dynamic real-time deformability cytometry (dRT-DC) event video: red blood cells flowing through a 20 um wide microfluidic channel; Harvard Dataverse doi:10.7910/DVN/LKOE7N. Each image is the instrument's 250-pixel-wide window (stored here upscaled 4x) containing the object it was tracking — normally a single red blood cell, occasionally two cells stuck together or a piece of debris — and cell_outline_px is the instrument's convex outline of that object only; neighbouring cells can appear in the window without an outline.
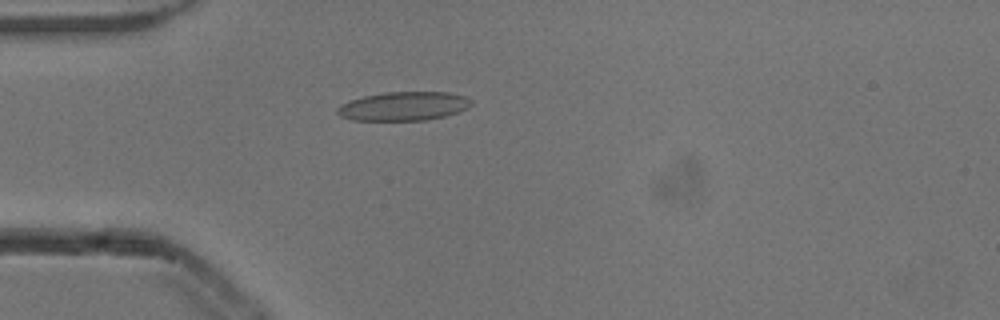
{"species": "common noctule bat (a hibernating species)", "species_latin": "Nyctalus noctula", "temperature_condition": "cold", "stored_images_in_passage": 51, "camera_frame_rate_fps": 3000, "um_per_image_px": 0.085, "animal": {"sex": "male", "body_mass_g": 13.3}, "frame": {"image": 1, "passage_image": 13, "time_ms": 4.0, "image_size_px": [1000, 320], "cell_outline_px": [[472, 104], [468, 108], [444, 116], [424, 120], [352, 120], [340, 116], [336, 112], [336, 108], [340, 104], [348, 100], [364, 96], [384, 92], [448, 92], [468, 96], [472, 100]], "centroid_in_image_um": [34.29, 9.01], "position_along_channel_um": 50.7, "area_um2": 22.66}}
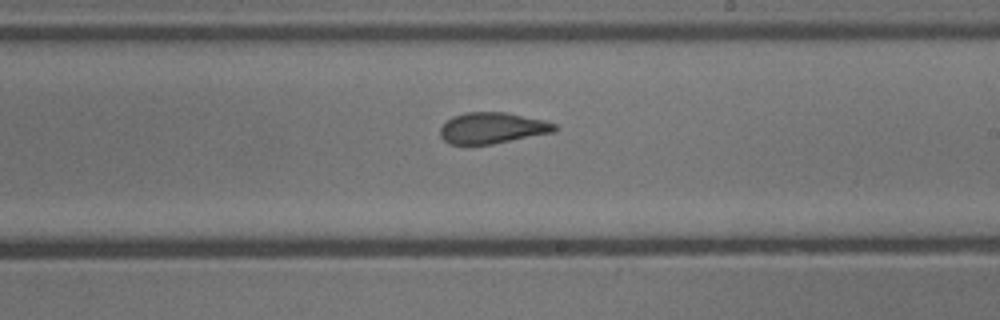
{"frame": {"image": 2, "passage_image": 29, "time_ms": 9.333, "image_size_px": [1000, 320], "cell_outline_px": [[560, 128], [556, 132], [492, 144], [448, 144], [440, 136], [440, 128], [452, 116], [464, 112], [504, 112], [544, 120], [556, 124]], "centroid_in_image_um": [41.87, 10.88], "position_along_channel_um": 247.1, "area_um2": 20.87}}
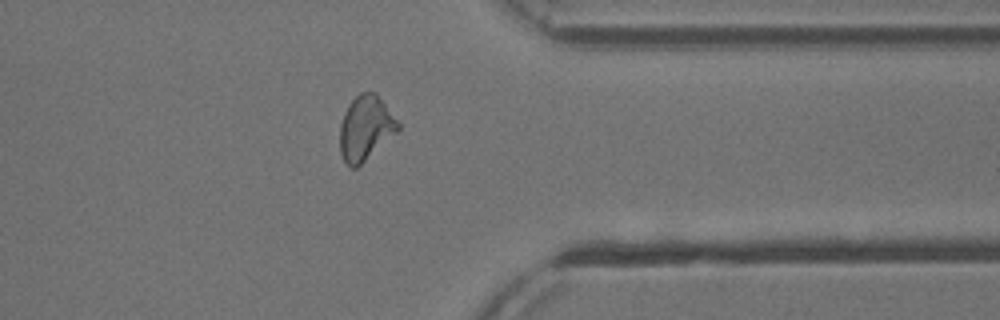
{"frame": {"image": 3, "passage_image": 40, "time_ms": 13.0, "image_size_px": [1000, 320], "cell_outline_px": [[400, 132], [356, 168], [352, 168], [344, 160], [340, 152], [340, 124], [344, 112], [348, 104], [360, 92], [376, 92], [400, 124]], "centroid_in_image_um": [31.1, 10.89], "position_along_channel_um": 380.3, "area_um2": 22.14}, "authors_computed_cell_mechanics": {"area_um2": 22.1374, "velocity_mm_per_s": 3.8751, "shape_relaxation_time_tau1_ms": 8.8563, "shape_relaxation_time_tau2_ms": 1.4583, "deformation_change_tau1": 0.1946, "deformation_change_tau2": 0.0818}}